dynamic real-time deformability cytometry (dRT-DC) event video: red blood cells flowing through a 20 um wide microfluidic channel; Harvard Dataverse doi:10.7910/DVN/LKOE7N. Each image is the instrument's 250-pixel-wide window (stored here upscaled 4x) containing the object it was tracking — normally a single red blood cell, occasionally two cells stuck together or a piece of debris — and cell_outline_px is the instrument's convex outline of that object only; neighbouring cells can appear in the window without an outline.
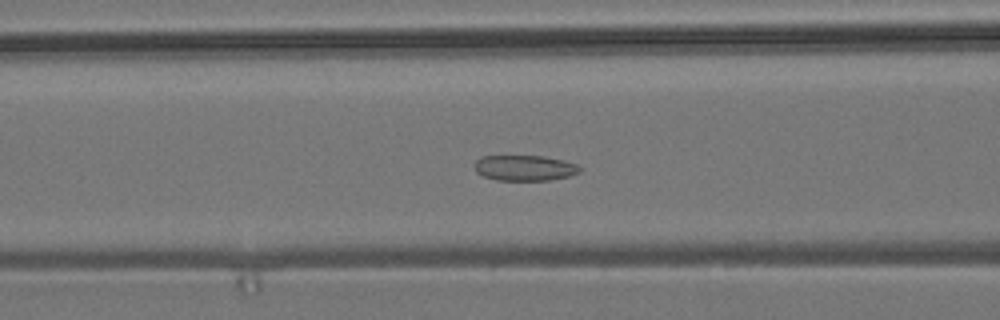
{"species": "common noctule bat (a hibernating species)", "species_latin": "Nyctalus noctula", "temperature_condition": "room temperature", "stored_images_in_passage": 57, "camera_frame_rate_fps": 3000, "um_per_image_px": 0.085, "animal": {"sex": "male", "body_mass_g": 19.2, "forearm_length_mm": 51.8}, "frame": {"image": 1, "passage_image": 23, "time_ms": 7.333, "image_size_px": [1000, 320], "cell_outline_px": [[580, 172], [568, 176], [548, 180], [496, 180], [484, 176], [476, 172], [476, 160], [484, 156], [544, 156], [564, 160], [576, 164], [580, 168]], "centroid_in_image_um": [44.61, 14.27], "position_along_channel_um": 122.0, "area_um2": 15.49}}
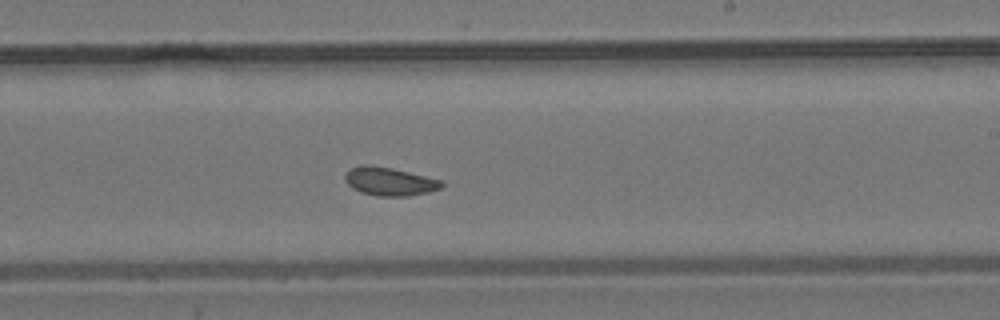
{"frame": {"image": 2, "passage_image": 34, "time_ms": 11.0, "image_size_px": [1000, 320], "cell_outline_px": [[444, 184], [440, 188], [428, 192], [408, 196], [376, 196], [360, 192], [352, 188], [348, 184], [344, 176], [348, 168], [364, 164], [368, 164], [392, 168], [444, 180]], "centroid_in_image_um": [33.1, 15.41], "position_along_channel_um": 255.9, "area_um2": 16.13}}
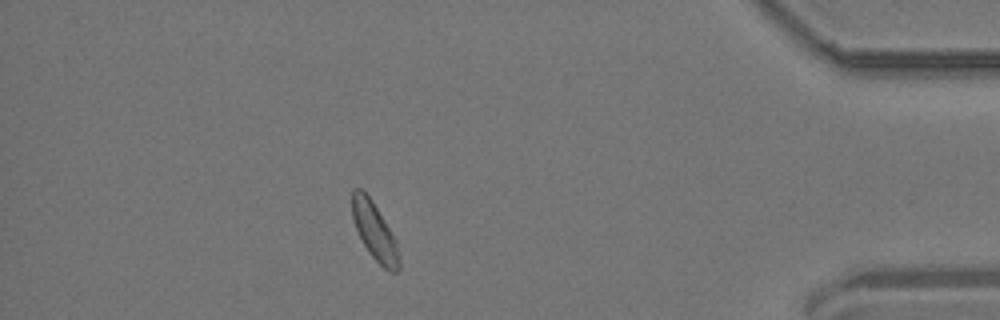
{"frame": {"image": 3, "passage_image": 50, "time_ms": 16.333, "image_size_px": [1000, 320], "cell_outline_px": [[400, 268], [396, 272], [392, 272], [384, 268], [368, 252], [352, 220], [352, 188], [360, 188], [372, 200], [396, 240], [400, 260]], "centroid_in_image_um": [31.84, 19.66], "position_along_channel_um": 403.4, "area_um2": 15.55}, "authors_computed_cell_mechanics": {"area_um2": 16.2996, "velocity_mm_per_s": 3.6504, "shape_relaxation_time_tau1_ms": null, "shape_relaxation_time_tau2_ms": 1.8041, "deformation_change_tau1": null, "deformation_change_tau2": 0.0695}}